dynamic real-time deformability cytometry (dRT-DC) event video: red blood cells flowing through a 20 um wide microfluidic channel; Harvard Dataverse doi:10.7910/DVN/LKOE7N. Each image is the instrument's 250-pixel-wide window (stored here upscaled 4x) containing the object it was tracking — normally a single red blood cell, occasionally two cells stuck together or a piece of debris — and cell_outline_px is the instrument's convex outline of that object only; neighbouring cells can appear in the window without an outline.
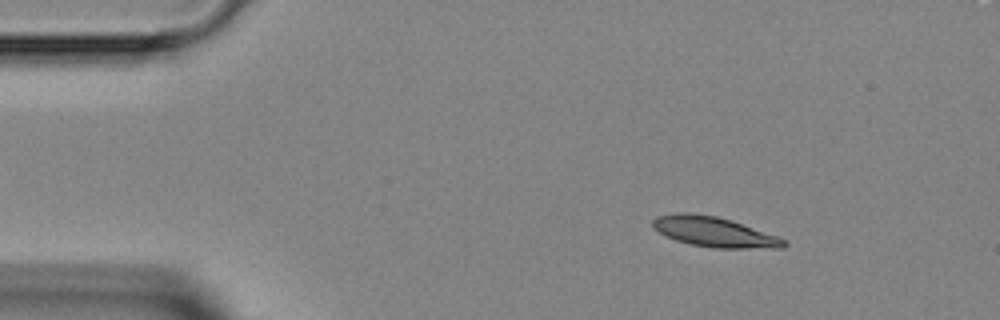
{"species": "Egyptian fruit bat (a non-hibernating species)", "species_latin": "Rousettus aegyptiacus", "temperature_condition": "room temperature", "stored_images_in_passage": 46, "camera_frame_rate_fps": 3000, "um_per_image_px": 0.085, "animal": {"sex": "female"}, "frame": {"image": 1, "passage_image": 6, "time_ms": 1.667, "image_size_px": [1000, 320], "cell_outline_px": [[788, 244], [784, 248], [712, 248], [692, 244], [676, 240], [652, 228], [652, 220], [656, 216], [676, 212], [692, 212], [716, 216], [732, 220], [776, 236], [784, 240]], "centroid_in_image_um": [60.67, 19.7], "position_along_channel_um": 24.3, "area_um2": 22.95}}
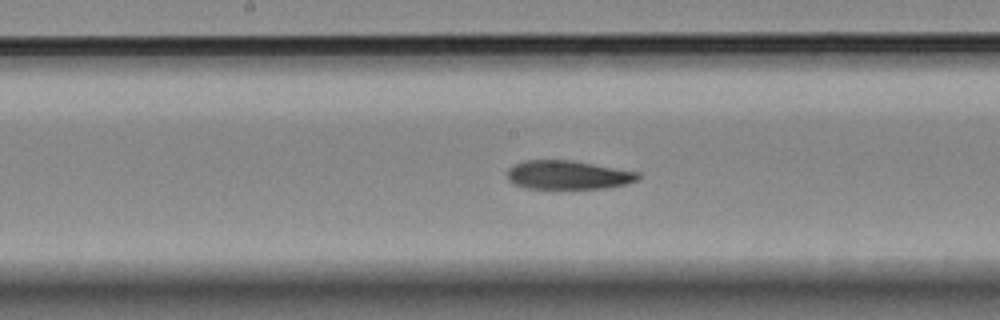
{"frame": {"image": 2, "passage_image": 23, "time_ms": 7.333, "image_size_px": [1000, 320], "cell_outline_px": [[640, 176], [636, 180], [628, 184], [604, 188], [528, 188], [512, 184], [508, 180], [508, 168], [512, 164], [524, 160], [572, 160], [640, 172]], "centroid_in_image_um": [48.26, 14.86], "position_along_channel_um": 199.9, "area_um2": 22.02}}
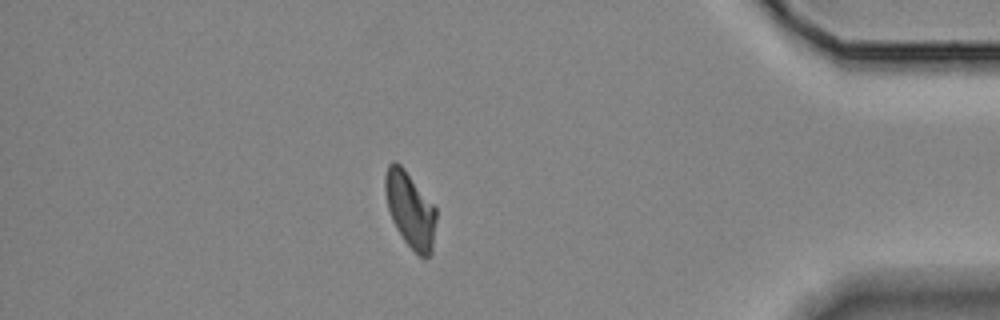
{"frame": {"image": 3, "passage_image": 40, "time_ms": 13.0, "image_size_px": [1000, 320], "cell_outline_px": [[436, 220], [432, 252], [424, 260], [404, 240], [396, 228], [392, 220], [388, 208], [384, 188], [384, 176], [388, 164], [392, 160], [396, 160], [404, 168], [436, 208]], "centroid_in_image_um": [34.85, 17.8], "position_along_channel_um": 400.3, "area_um2": 22.48}}